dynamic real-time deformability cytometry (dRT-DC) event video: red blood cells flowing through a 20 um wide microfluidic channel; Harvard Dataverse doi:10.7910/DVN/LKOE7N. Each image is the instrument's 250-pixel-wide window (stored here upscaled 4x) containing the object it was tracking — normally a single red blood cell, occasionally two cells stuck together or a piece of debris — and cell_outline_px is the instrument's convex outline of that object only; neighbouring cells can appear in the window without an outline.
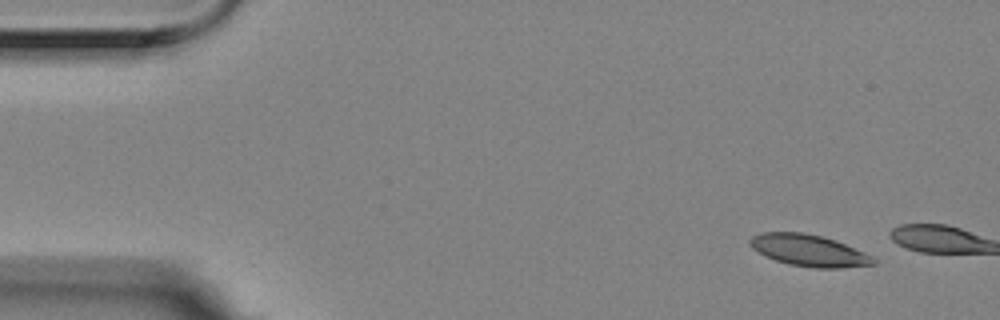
{"species": "Egyptian fruit bat (a non-hibernating species)", "species_latin": "Rousettus aegyptiacus", "temperature_condition": "room temperature", "stored_images_in_passage": 2, "camera_frame_rate_fps": 3000, "um_per_image_px": 0.085, "animal": {"sex": "female"}, "frame": {"image": 1, "passage_image": 1, "time_ms": 0.0, "image_size_px": [1000, 320], "cell_outline_px": [[876, 264], [840, 268], [812, 268], [788, 264], [764, 256], [752, 248], [748, 244], [748, 240], [752, 236], [760, 232], [800, 232], [824, 236], [836, 240], [864, 252], [872, 256], [876, 260]], "centroid_in_image_um": [68.73, 21.28], "position_along_channel_um": 16.3, "area_um2": 23.0}}